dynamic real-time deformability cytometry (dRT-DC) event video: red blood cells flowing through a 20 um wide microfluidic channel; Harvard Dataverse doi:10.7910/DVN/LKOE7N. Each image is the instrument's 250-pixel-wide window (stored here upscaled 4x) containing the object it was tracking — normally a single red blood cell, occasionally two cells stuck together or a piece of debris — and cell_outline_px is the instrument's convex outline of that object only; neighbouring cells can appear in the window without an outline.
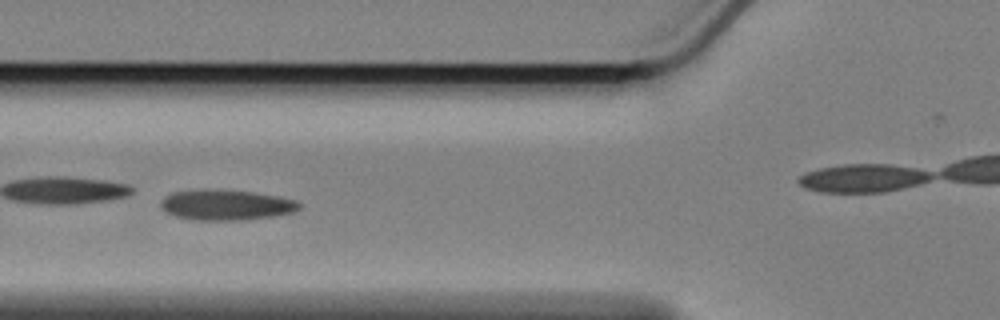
{"species": "Egyptian fruit bat (a non-hibernating species)", "species_latin": "Rousettus aegyptiacus", "temperature_condition": "cold", "stored_images_in_passage": 49, "camera_frame_rate_fps": 3000, "um_per_image_px": 0.085, "animal": {"sex": "female"}, "frame": {"image": 1, "passage_image": 22, "time_ms": 7.0, "image_size_px": [1000, 320], "cell_outline_px": [[300, 208], [296, 212], [276, 216], [248, 220], [192, 220], [172, 216], [164, 212], [160, 208], [160, 200], [164, 196], [176, 192], [252, 192], [276, 196], [296, 200], [300, 204]], "centroid_in_image_um": [19.24, 17.49], "position_along_channel_um": 106.6, "area_um2": 23.99}}